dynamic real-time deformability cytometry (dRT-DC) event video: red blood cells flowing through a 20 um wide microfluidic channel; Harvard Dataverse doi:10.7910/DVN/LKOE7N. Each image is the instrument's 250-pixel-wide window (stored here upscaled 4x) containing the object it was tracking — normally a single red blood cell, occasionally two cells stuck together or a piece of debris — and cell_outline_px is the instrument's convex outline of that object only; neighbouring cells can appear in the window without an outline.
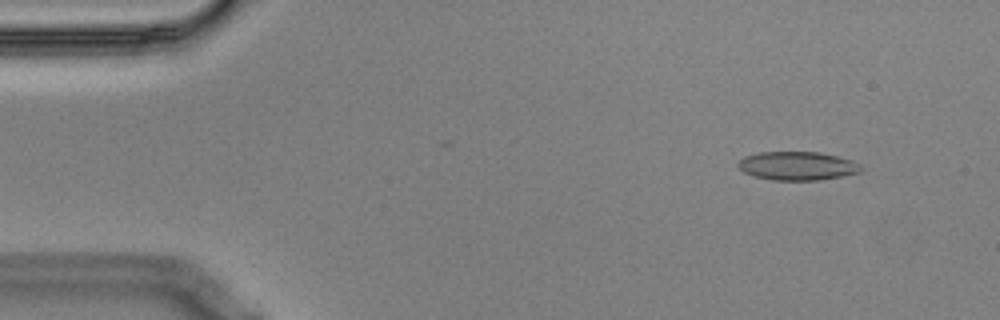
{"species": "Egyptian fruit bat (a non-hibernating species)", "species_latin": "Rousettus aegyptiacus", "temperature_condition": "cold", "stored_images_in_passage": 56, "camera_frame_rate_fps": 3000, "um_per_image_px": 0.085, "animal": {"sex": "male"}, "frame": {"image": 1, "passage_image": 5, "time_ms": 1.333, "image_size_px": [1000, 320], "cell_outline_px": [[860, 172], [820, 180], [772, 180], [756, 176], [744, 172], [736, 164], [744, 156], [760, 152], [820, 152], [852, 160], [860, 164]], "centroid_in_image_um": [67.76, 14.09], "position_along_channel_um": 17.2, "area_um2": 20.29}}
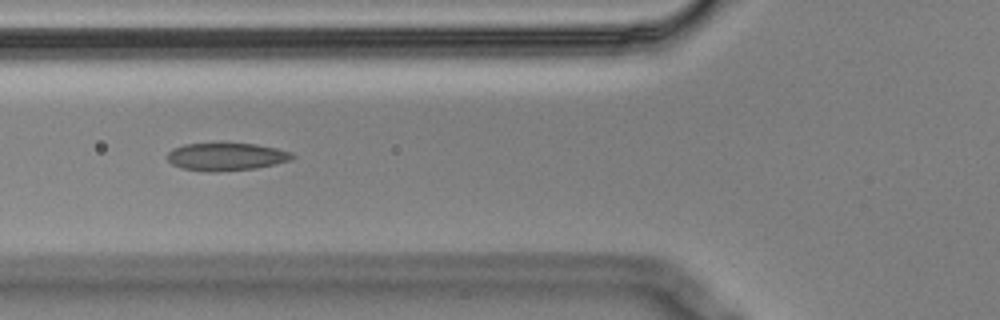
{"frame": {"image": 2, "passage_image": 20, "time_ms": 6.333, "image_size_px": [1000, 320], "cell_outline_px": [[296, 156], [288, 160], [276, 164], [256, 168], [216, 172], [208, 172], [180, 168], [172, 164], [168, 160], [168, 152], [172, 148], [184, 144], [256, 144], [276, 148], [292, 152]], "centroid_in_image_um": [19.22, 13.33], "position_along_channel_um": 106.6, "area_um2": 20.11}}
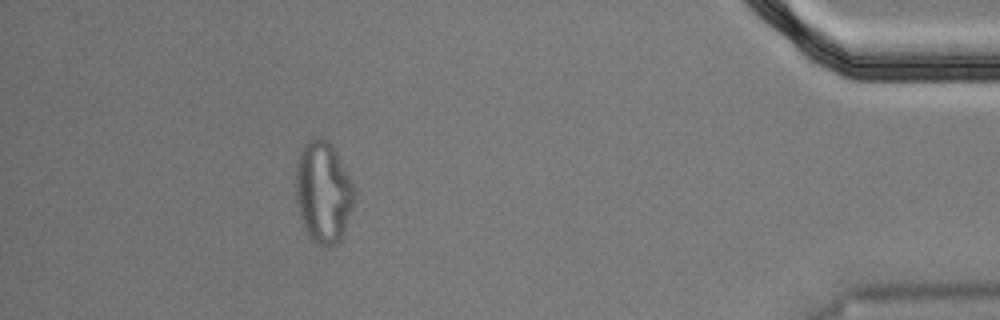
{"frame": {"image": 3, "passage_image": 50, "time_ms": 16.333, "image_size_px": [1000, 320], "cell_outline_px": [[352, 204], [344, 232], [340, 240], [336, 244], [316, 244], [312, 240], [304, 228], [300, 216], [296, 200], [296, 164], [300, 152], [304, 144], [308, 140], [316, 136], [324, 136], [328, 140], [336, 152], [352, 184]], "centroid_in_image_um": [27.43, 16.29], "position_along_channel_um": 407.8, "area_um2": 33.99}, "authors_computed_cell_mechanics": {"area_um2": 20.9236, "velocity_mm_per_s": 3.5396, "shape_relaxation_time_tau1_ms": null, "shape_relaxation_time_tau2_ms": 1.9354, "deformation_change_tau1": null, "deformation_change_tau2": 0.0952}}